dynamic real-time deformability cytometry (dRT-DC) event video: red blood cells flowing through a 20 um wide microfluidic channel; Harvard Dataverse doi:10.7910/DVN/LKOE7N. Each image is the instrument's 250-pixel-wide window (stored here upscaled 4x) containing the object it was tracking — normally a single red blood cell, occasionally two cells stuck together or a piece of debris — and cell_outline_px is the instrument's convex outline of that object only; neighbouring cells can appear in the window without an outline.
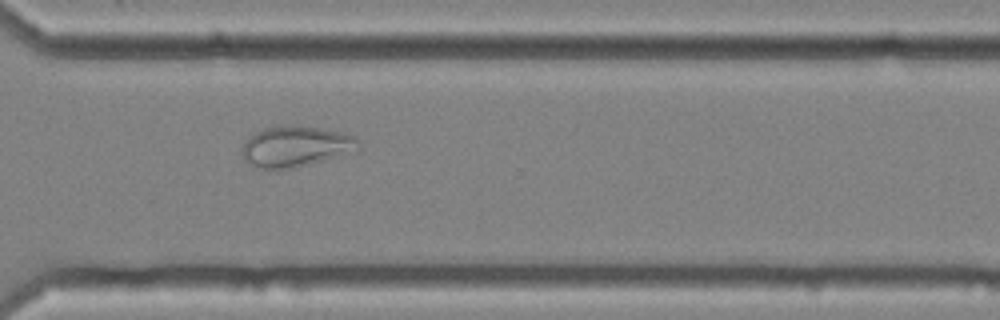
{"species": "common noctule bat (a hibernating species)", "species_latin": "Nyctalus noctula", "temperature_condition": "cold", "stored_images_in_passage": 45, "camera_frame_rate_fps": 3000, "um_per_image_px": 0.085, "animal": {"sex": "female", "body_mass_g": 25.1}, "frame": {"image": 1, "passage_image": 34, "time_ms": 11.0, "image_size_px": [1000, 320], "cell_outline_px": [[360, 148], [324, 160], [292, 168], [268, 172], [244, 160], [240, 148], [244, 140], [252, 132], [264, 128], [280, 124], [300, 124], [344, 132], [356, 136], [360, 140]], "centroid_in_image_um": [25.07, 12.42], "position_along_channel_um": 345.5, "area_um2": 28.61}}
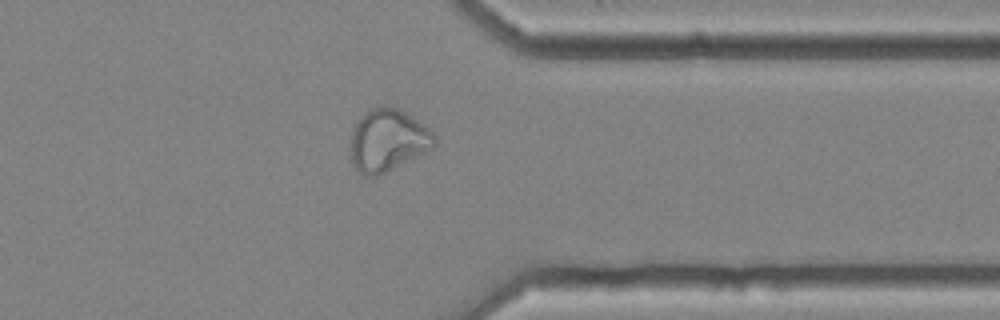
{"frame": {"image": 2, "passage_image": 37, "time_ms": 12.0, "image_size_px": [1000, 320], "cell_outline_px": [[436, 144], [432, 148], [376, 176], [364, 176], [356, 168], [352, 160], [352, 132], [356, 124], [372, 108], [384, 104], [392, 104], [428, 128], [436, 136]], "centroid_in_image_um": [32.98, 11.9], "position_along_channel_um": 378.4, "area_um2": 29.59}, "authors_computed_cell_mechanics": {"area_um2": 29.767, "velocity_mm_per_s": 3.6497, "shape_relaxation_time_tau1_ms": null, "shape_relaxation_time_tau2_ms": 1.9838, "deformation_change_tau1": null, "deformation_change_tau2": 0.068}}